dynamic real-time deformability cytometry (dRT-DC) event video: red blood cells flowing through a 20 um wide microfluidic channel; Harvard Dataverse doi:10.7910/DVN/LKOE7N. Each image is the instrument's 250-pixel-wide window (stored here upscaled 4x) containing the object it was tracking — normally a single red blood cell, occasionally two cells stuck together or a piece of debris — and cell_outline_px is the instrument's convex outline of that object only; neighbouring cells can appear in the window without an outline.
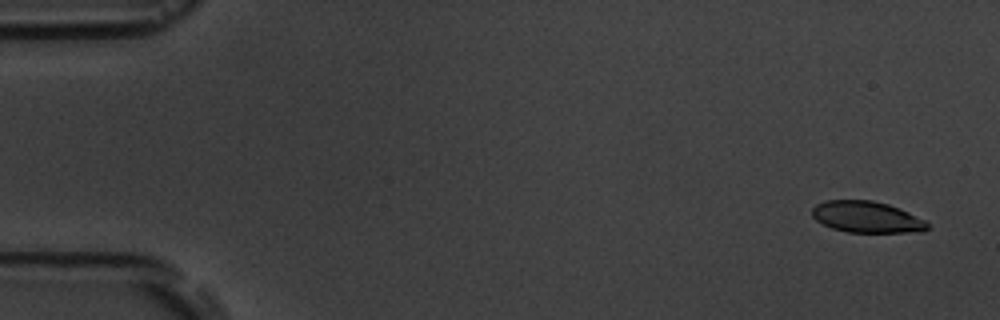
{"species": "common noctule bat (a hibernating species)", "species_latin": "Nyctalus noctula", "temperature_condition": "room temperature", "stored_images_in_passage": 6, "camera_frame_rate_fps": 3000, "um_per_image_px": 0.085, "animal": {"sex": "male", "body_mass_g": 19.5, "forearm_length_mm": 54.6}, "frame": {"image": 1, "passage_image": 1, "time_ms": 0.0, "image_size_px": [1000, 320], "cell_outline_px": [[928, 228], [924, 232], [848, 232], [832, 228], [816, 220], [812, 216], [812, 208], [816, 204], [824, 200], [872, 200], [888, 204], [900, 208], [924, 220], [928, 224]], "centroid_in_image_um": [73.66, 18.44], "position_along_channel_um": 11.3, "area_um2": 21.1}}
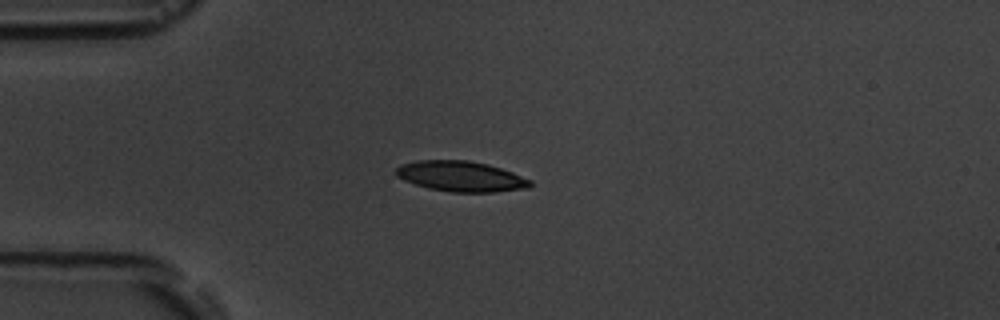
{"frame": {"image": 2, "passage_image": 4, "time_ms": 4.0, "image_size_px": [1000, 320], "cell_outline_px": [[532, 184], [528, 188], [492, 192], [452, 192], [428, 188], [404, 180], [396, 176], [396, 168], [400, 164], [416, 160], [468, 160], [488, 164], [512, 172], [532, 180]], "centroid_in_image_um": [39.17, 14.98], "position_along_channel_um": 45.8, "area_um2": 23.81}}
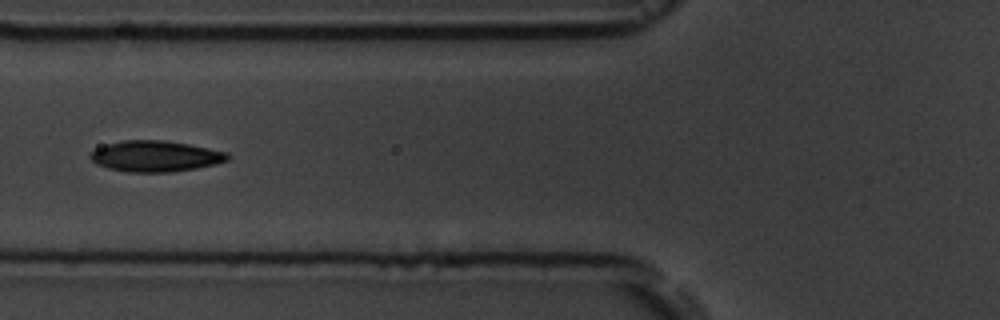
{"frame": {"image": 3, "passage_image": 6, "time_ms": 6.333, "image_size_px": [1000, 320], "cell_outline_px": [[228, 160], [196, 168], [172, 172], [128, 172], [108, 168], [96, 164], [88, 156], [96, 148], [108, 144], [124, 140], [164, 140], [188, 144], [228, 152]], "centroid_in_image_um": [13.18, 13.28], "position_along_channel_um": 112.6, "area_um2": 24.57}}